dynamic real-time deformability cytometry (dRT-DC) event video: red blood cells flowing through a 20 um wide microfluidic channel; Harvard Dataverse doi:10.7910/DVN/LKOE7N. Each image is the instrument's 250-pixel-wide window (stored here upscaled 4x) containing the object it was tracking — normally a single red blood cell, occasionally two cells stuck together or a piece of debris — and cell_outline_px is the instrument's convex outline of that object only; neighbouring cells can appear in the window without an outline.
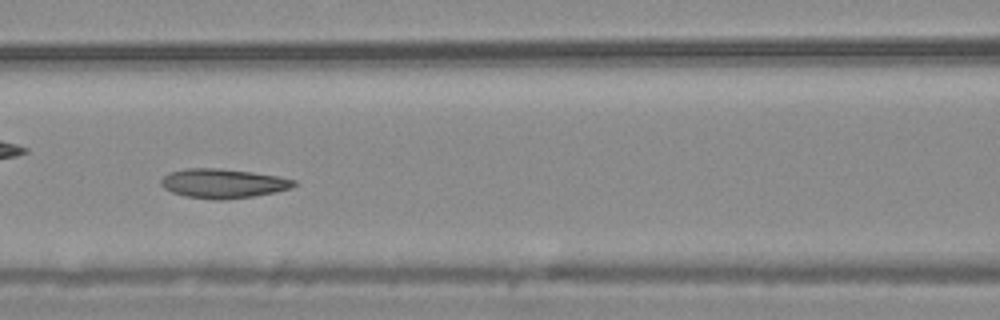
{"species": "common noctule bat (a hibernating species)", "species_latin": "Nyctalus noctula", "temperature_condition": "warm", "stored_images_in_passage": 53, "camera_frame_rate_fps": 3000, "um_per_image_px": 0.085, "animal": {"sex": "male", "body_mass_g": 20.4}, "frame": {"image": 1, "passage_image": 23, "time_ms": 7.333, "image_size_px": [1000, 320], "cell_outline_px": [[296, 184], [292, 188], [252, 196], [224, 200], [216, 200], [184, 196], [172, 192], [164, 188], [160, 184], [160, 180], [164, 176], [172, 172], [188, 168], [216, 168], [252, 172], [280, 176], [296, 180]], "centroid_in_image_um": [18.96, 15.59], "position_along_channel_um": 147.6, "area_um2": 22.6}, "authors_computed_cell_mechanics": {"area_um2": 23.6402, "velocity_mm_per_s": 3.7136, "shape_relaxation_time_tau1_ms": 6.9777, "shape_relaxation_time_tau2_ms": 2.7749, "deformation_change_tau1": 0.1614, "deformation_change_tau2": 0.0707}}